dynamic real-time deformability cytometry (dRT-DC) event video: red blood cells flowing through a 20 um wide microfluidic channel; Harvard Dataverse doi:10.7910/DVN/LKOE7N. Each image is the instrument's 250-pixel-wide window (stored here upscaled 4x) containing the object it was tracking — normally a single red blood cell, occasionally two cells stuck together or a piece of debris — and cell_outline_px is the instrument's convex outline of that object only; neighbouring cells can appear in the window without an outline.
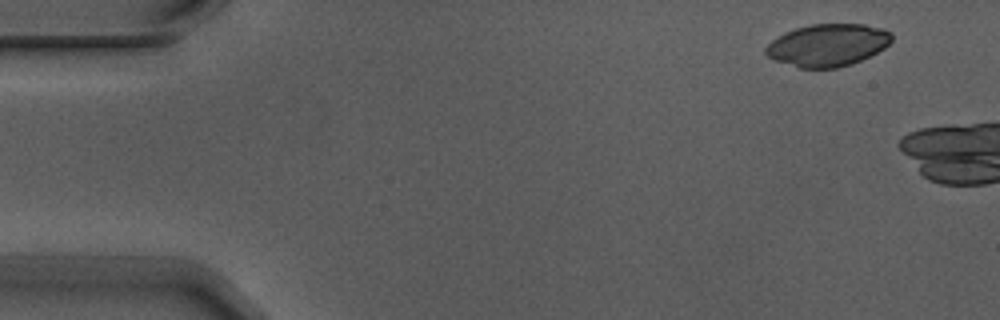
{"species": "Egyptian fruit bat (a non-hibernating species)", "species_latin": "Rousettus aegyptiacus", "temperature_condition": "warm", "stored_images_in_passage": 3, "camera_frame_rate_fps": 3000, "um_per_image_px": 0.085, "animal": {"sex": "male"}, "frame": {"image": 1, "passage_image": 1, "time_ms": 0.0, "image_size_px": [1000, 320], "cell_outline_px": [[892, 40], [884, 48], [852, 64], [836, 68], [800, 68], [776, 60], [768, 56], [764, 52], [764, 48], [776, 36], [784, 32], [796, 28], [812, 24], [864, 24], [880, 28], [892, 32]], "centroid_in_image_um": [70.34, 3.83], "position_along_channel_um": 14.7, "area_um2": 30.98}}